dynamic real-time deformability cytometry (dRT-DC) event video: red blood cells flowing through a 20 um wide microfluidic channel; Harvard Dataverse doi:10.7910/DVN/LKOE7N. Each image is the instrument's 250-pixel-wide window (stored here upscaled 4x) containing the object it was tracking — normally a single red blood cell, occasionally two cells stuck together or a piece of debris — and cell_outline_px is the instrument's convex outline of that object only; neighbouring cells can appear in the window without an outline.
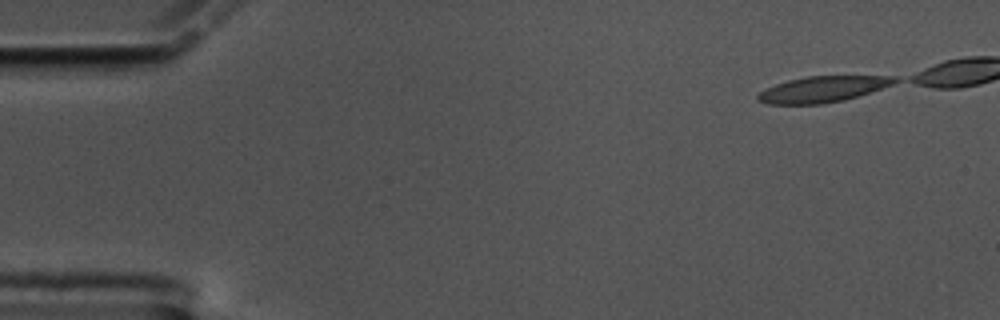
{"species": "common noctule bat (a hibernating species)", "species_latin": "Nyctalus noctula", "temperature_condition": "cold", "stored_images_in_passage": 47, "camera_frame_rate_fps": 3000, "um_per_image_px": 0.085, "animal": {"sex": "male", "body_mass_g": 17.5, "forearm_length_mm": 52.3}, "frame": {"image": 1, "passage_image": 1, "time_ms": 0.0, "image_size_px": [1000, 320], "cell_outline_px": [[900, 80], [892, 84], [844, 100], [820, 104], [768, 104], [756, 100], [756, 96], [760, 92], [776, 84], [788, 80], [808, 76], [900, 76]], "centroid_in_image_um": [69.92, 7.58], "position_along_channel_um": 15.1, "area_um2": 20.46}}
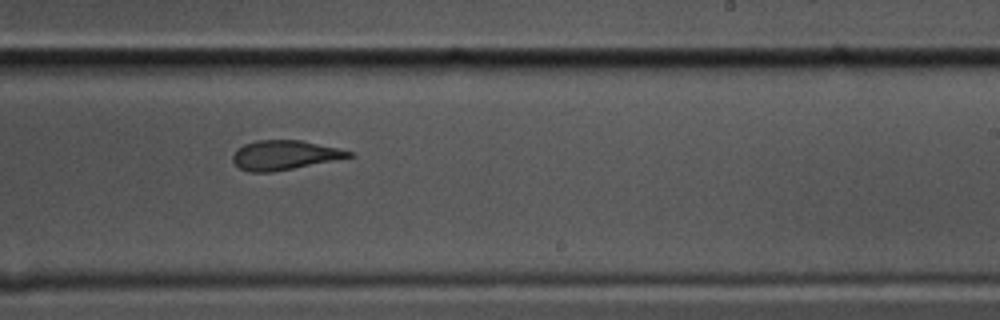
{"frame": {"image": 2, "passage_image": 32, "time_ms": 10.333, "image_size_px": [1000, 320], "cell_outline_px": [[356, 156], [272, 172], [248, 172], [240, 168], [232, 160], [232, 156], [236, 148], [244, 144], [256, 140], [300, 140], [336, 148], [352, 152]], "centroid_in_image_um": [24.14, 13.18], "position_along_channel_um": 264.9, "area_um2": 19.77}}
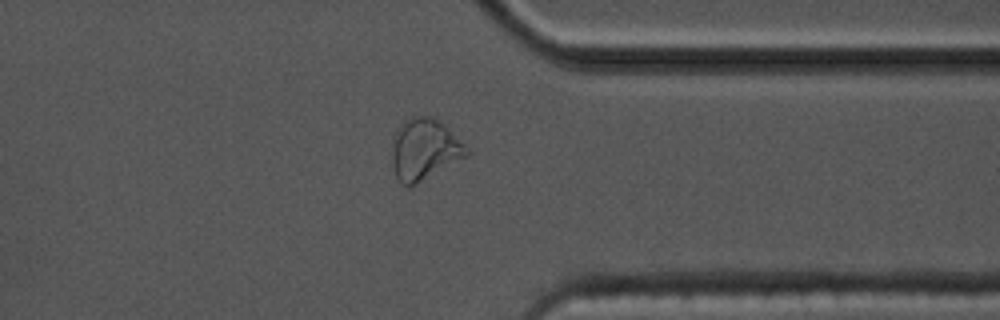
{"frame": {"image": 3, "passage_image": 42, "time_ms": 13.667, "image_size_px": [1000, 320], "cell_outline_px": [[472, 152], [468, 156], [416, 184], [404, 184], [396, 176], [392, 164], [392, 136], [396, 128], [404, 120], [412, 116], [432, 116], [444, 124]], "centroid_in_image_um": [36.07, 12.66], "position_along_channel_um": 375.3, "area_um2": 26.7}}